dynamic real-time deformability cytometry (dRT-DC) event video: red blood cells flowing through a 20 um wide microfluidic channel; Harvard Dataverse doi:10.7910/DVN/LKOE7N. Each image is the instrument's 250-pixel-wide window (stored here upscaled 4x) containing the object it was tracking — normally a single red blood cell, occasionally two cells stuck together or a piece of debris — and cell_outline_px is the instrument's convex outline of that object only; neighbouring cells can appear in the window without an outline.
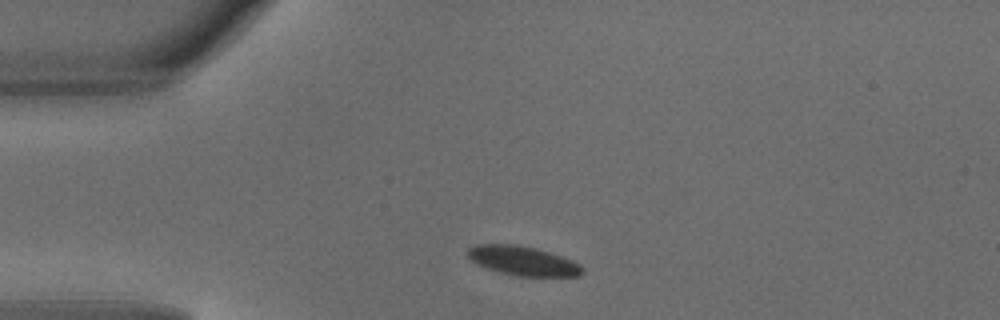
{"species": "common noctule bat (a hibernating species)", "species_latin": "Nyctalus noctula", "temperature_condition": "warm", "stored_images_in_passage": 2, "camera_frame_rate_fps": 3000, "um_per_image_px": 0.085, "animal": {"sex": "male", "body_mass_g": 18.8}, "frame": {"image": 1, "passage_image": 2, "time_ms": 0.333, "image_size_px": [1000, 320], "cell_outline_px": [[584, 272], [580, 276], [516, 276], [500, 272], [476, 264], [468, 256], [468, 248], [476, 244], [516, 244], [536, 248], [572, 260], [580, 264], [584, 268]], "centroid_in_image_um": [44.46, 22.17], "position_along_channel_um": 40.5, "area_um2": 19.54}}